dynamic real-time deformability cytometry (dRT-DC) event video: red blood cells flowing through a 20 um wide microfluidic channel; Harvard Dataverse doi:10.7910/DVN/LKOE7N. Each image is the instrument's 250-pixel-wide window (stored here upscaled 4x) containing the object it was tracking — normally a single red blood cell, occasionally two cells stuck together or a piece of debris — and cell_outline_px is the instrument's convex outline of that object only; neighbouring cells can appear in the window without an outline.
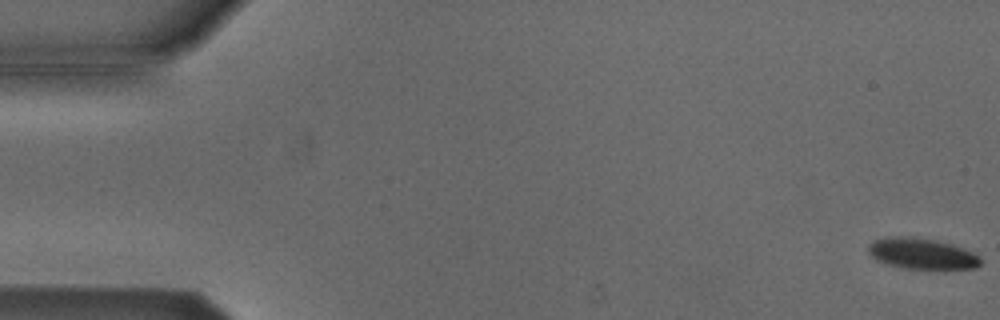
{"species": "Egyptian fruit bat (a non-hibernating species)", "species_latin": "Rousettus aegyptiacus", "temperature_condition": "cold", "stored_images_in_passage": 14, "camera_frame_rate_fps": 3000, "um_per_image_px": 0.085, "animal": {"sex": "male"}, "frame": {"image": 1, "passage_image": 1, "time_ms": 0.0, "image_size_px": [1000, 320], "cell_outline_px": [[980, 264], [976, 268], [944, 272], [904, 268], [888, 264], [876, 260], [868, 252], [868, 244], [876, 240], [892, 236], [908, 236], [932, 240], [952, 244], [964, 248], [980, 256]], "centroid_in_image_um": [78.43, 21.62], "position_along_channel_um": 6.6, "area_um2": 20.92}}